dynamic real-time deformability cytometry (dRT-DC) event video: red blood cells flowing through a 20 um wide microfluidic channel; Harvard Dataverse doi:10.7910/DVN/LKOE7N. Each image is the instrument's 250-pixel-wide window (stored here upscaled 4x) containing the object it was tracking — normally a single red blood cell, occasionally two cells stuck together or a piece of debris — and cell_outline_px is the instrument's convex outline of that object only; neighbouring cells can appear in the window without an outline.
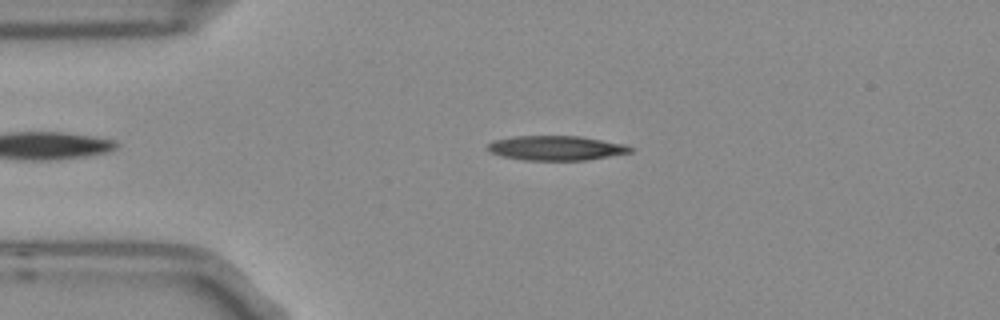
{"species": "Egyptian fruit bat (a non-hibernating species)", "species_latin": "Rousettus aegyptiacus", "temperature_condition": "room temperature", "stored_images_in_passage": 5, "camera_frame_rate_fps": 3000, "um_per_image_px": 0.085, "frame": {"image": 1, "passage_image": 3, "time_ms": 0.667, "image_size_px": [1000, 320], "cell_outline_px": [[636, 148], [632, 152], [588, 160], [524, 160], [504, 156], [488, 152], [484, 148], [492, 140], [512, 136], [580, 136], [624, 144]], "centroid_in_image_um": [47.25, 12.58], "position_along_channel_um": 37.8, "area_um2": 20.63}}
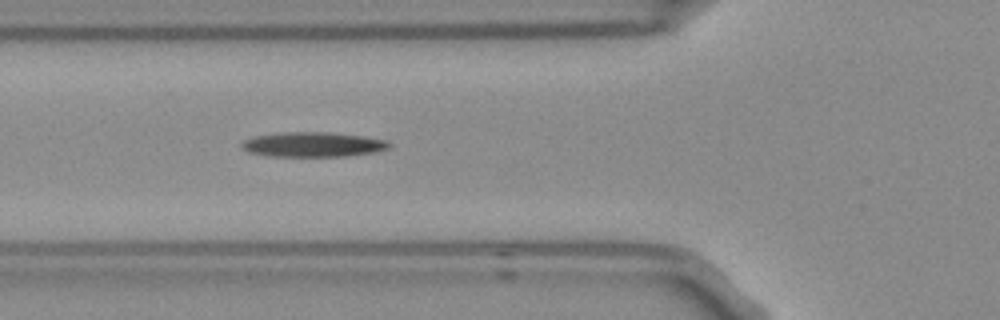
{"frame": {"image": 2, "passage_image": 5, "time_ms": 1.333, "image_size_px": [1000, 320], "cell_outline_px": [[392, 144], [388, 148], [376, 152], [348, 156], [268, 156], [248, 152], [240, 148], [240, 144], [244, 140], [252, 136], [280, 132], [328, 132], [364, 136], [384, 140]], "centroid_in_image_um": [26.55, 12.28], "position_along_channel_um": 99.2, "area_um2": 21.5}}